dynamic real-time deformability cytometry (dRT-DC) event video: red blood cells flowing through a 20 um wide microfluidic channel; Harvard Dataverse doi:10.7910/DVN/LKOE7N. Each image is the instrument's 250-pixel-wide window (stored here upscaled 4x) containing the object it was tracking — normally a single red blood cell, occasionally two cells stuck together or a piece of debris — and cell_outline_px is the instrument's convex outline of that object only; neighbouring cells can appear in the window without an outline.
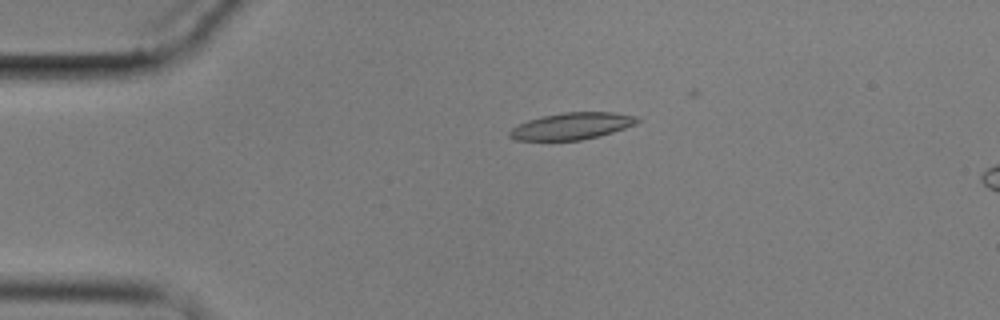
{"species": "common noctule bat (a hibernating species)", "species_latin": "Nyctalus noctula", "temperature_condition": "cold", "stored_images_in_passage": 5, "segment_of_instrument_passage": [1, 2], "camera_frame_rate_fps": 3000, "um_per_image_px": 0.085, "animal": {"sex": "male", "body_mass_g": 17.9}, "frame": {"image": 1, "passage_image": 3, "time_ms": 2.333, "image_size_px": [1000, 320], "cell_outline_px": [[640, 120], [636, 124], [600, 136], [580, 140], [516, 140], [508, 136], [508, 132], [512, 128], [528, 120], [540, 116], [564, 112], [612, 112], [636, 116]], "centroid_in_image_um": [48.59, 10.71], "position_along_channel_um": 36.4, "area_um2": 19.88}}